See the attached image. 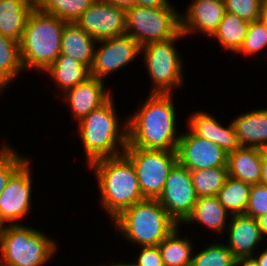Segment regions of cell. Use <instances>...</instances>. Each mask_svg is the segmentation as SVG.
Instances as JSON below:
<instances>
[{
  "mask_svg": "<svg viewBox=\"0 0 267 266\" xmlns=\"http://www.w3.org/2000/svg\"><path fill=\"white\" fill-rule=\"evenodd\" d=\"M173 98V94L150 93L138 111L128 114L127 146L177 151L180 132Z\"/></svg>",
  "mask_w": 267,
  "mask_h": 266,
  "instance_id": "obj_1",
  "label": "cell"
},
{
  "mask_svg": "<svg viewBox=\"0 0 267 266\" xmlns=\"http://www.w3.org/2000/svg\"><path fill=\"white\" fill-rule=\"evenodd\" d=\"M113 99L112 96L77 122L87 165L99 159L121 155L128 145L127 118H124V122L119 120Z\"/></svg>",
  "mask_w": 267,
  "mask_h": 266,
  "instance_id": "obj_2",
  "label": "cell"
},
{
  "mask_svg": "<svg viewBox=\"0 0 267 266\" xmlns=\"http://www.w3.org/2000/svg\"><path fill=\"white\" fill-rule=\"evenodd\" d=\"M89 168L98 182L102 210L111 221L124 209L144 200L134 166L124 154L96 160Z\"/></svg>",
  "mask_w": 267,
  "mask_h": 266,
  "instance_id": "obj_3",
  "label": "cell"
},
{
  "mask_svg": "<svg viewBox=\"0 0 267 266\" xmlns=\"http://www.w3.org/2000/svg\"><path fill=\"white\" fill-rule=\"evenodd\" d=\"M67 22L35 8L30 14L19 43L20 60L25 72L43 73L61 54V39Z\"/></svg>",
  "mask_w": 267,
  "mask_h": 266,
  "instance_id": "obj_4",
  "label": "cell"
},
{
  "mask_svg": "<svg viewBox=\"0 0 267 266\" xmlns=\"http://www.w3.org/2000/svg\"><path fill=\"white\" fill-rule=\"evenodd\" d=\"M111 224L123 240L139 247L158 246L177 226L157 199H144L124 209Z\"/></svg>",
  "mask_w": 267,
  "mask_h": 266,
  "instance_id": "obj_5",
  "label": "cell"
},
{
  "mask_svg": "<svg viewBox=\"0 0 267 266\" xmlns=\"http://www.w3.org/2000/svg\"><path fill=\"white\" fill-rule=\"evenodd\" d=\"M57 242L28 224L0 226V265L44 266L56 254Z\"/></svg>",
  "mask_w": 267,
  "mask_h": 266,
  "instance_id": "obj_6",
  "label": "cell"
},
{
  "mask_svg": "<svg viewBox=\"0 0 267 266\" xmlns=\"http://www.w3.org/2000/svg\"><path fill=\"white\" fill-rule=\"evenodd\" d=\"M185 36L180 31L176 36L164 41H156L141 47V55L151 79L150 93L173 94V89L184 84V64L176 49L177 41Z\"/></svg>",
  "mask_w": 267,
  "mask_h": 266,
  "instance_id": "obj_7",
  "label": "cell"
},
{
  "mask_svg": "<svg viewBox=\"0 0 267 266\" xmlns=\"http://www.w3.org/2000/svg\"><path fill=\"white\" fill-rule=\"evenodd\" d=\"M171 4L158 8L134 5L126 10L125 34L136 40L141 47L173 38L181 31V12Z\"/></svg>",
  "mask_w": 267,
  "mask_h": 266,
  "instance_id": "obj_8",
  "label": "cell"
},
{
  "mask_svg": "<svg viewBox=\"0 0 267 266\" xmlns=\"http://www.w3.org/2000/svg\"><path fill=\"white\" fill-rule=\"evenodd\" d=\"M123 154L134 166L143 198L158 199L177 163V152L126 146Z\"/></svg>",
  "mask_w": 267,
  "mask_h": 266,
  "instance_id": "obj_9",
  "label": "cell"
},
{
  "mask_svg": "<svg viewBox=\"0 0 267 266\" xmlns=\"http://www.w3.org/2000/svg\"><path fill=\"white\" fill-rule=\"evenodd\" d=\"M30 158L11 176L0 192V226L19 224L31 213L33 178Z\"/></svg>",
  "mask_w": 267,
  "mask_h": 266,
  "instance_id": "obj_10",
  "label": "cell"
},
{
  "mask_svg": "<svg viewBox=\"0 0 267 266\" xmlns=\"http://www.w3.org/2000/svg\"><path fill=\"white\" fill-rule=\"evenodd\" d=\"M139 55L140 44L127 34L99 40L95 46L90 76L105 81L107 76L129 66Z\"/></svg>",
  "mask_w": 267,
  "mask_h": 266,
  "instance_id": "obj_11",
  "label": "cell"
},
{
  "mask_svg": "<svg viewBox=\"0 0 267 266\" xmlns=\"http://www.w3.org/2000/svg\"><path fill=\"white\" fill-rule=\"evenodd\" d=\"M197 199L189 170L177 162L169 171L158 202L178 225H182L191 214Z\"/></svg>",
  "mask_w": 267,
  "mask_h": 266,
  "instance_id": "obj_12",
  "label": "cell"
},
{
  "mask_svg": "<svg viewBox=\"0 0 267 266\" xmlns=\"http://www.w3.org/2000/svg\"><path fill=\"white\" fill-rule=\"evenodd\" d=\"M75 22L99 41L125 34L126 12L106 1L95 0Z\"/></svg>",
  "mask_w": 267,
  "mask_h": 266,
  "instance_id": "obj_13",
  "label": "cell"
},
{
  "mask_svg": "<svg viewBox=\"0 0 267 266\" xmlns=\"http://www.w3.org/2000/svg\"><path fill=\"white\" fill-rule=\"evenodd\" d=\"M177 162L189 171L227 167V154L217 144L194 135L188 128L180 133Z\"/></svg>",
  "mask_w": 267,
  "mask_h": 266,
  "instance_id": "obj_14",
  "label": "cell"
},
{
  "mask_svg": "<svg viewBox=\"0 0 267 266\" xmlns=\"http://www.w3.org/2000/svg\"><path fill=\"white\" fill-rule=\"evenodd\" d=\"M186 12L180 13V29L184 36L199 33L211 37L226 12L224 0H193Z\"/></svg>",
  "mask_w": 267,
  "mask_h": 266,
  "instance_id": "obj_15",
  "label": "cell"
},
{
  "mask_svg": "<svg viewBox=\"0 0 267 266\" xmlns=\"http://www.w3.org/2000/svg\"><path fill=\"white\" fill-rule=\"evenodd\" d=\"M111 87L105 89L103 80L90 76L81 84L74 88L68 89L62 95L64 103L70 105L71 118L74 122H79L82 118L87 116L93 110L105 104L113 95Z\"/></svg>",
  "mask_w": 267,
  "mask_h": 266,
  "instance_id": "obj_16",
  "label": "cell"
},
{
  "mask_svg": "<svg viewBox=\"0 0 267 266\" xmlns=\"http://www.w3.org/2000/svg\"><path fill=\"white\" fill-rule=\"evenodd\" d=\"M228 232L226 246L235 258H252L264 239L257 219L246 214L232 215L226 228Z\"/></svg>",
  "mask_w": 267,
  "mask_h": 266,
  "instance_id": "obj_17",
  "label": "cell"
},
{
  "mask_svg": "<svg viewBox=\"0 0 267 266\" xmlns=\"http://www.w3.org/2000/svg\"><path fill=\"white\" fill-rule=\"evenodd\" d=\"M186 127L194 135L217 144L226 154L240 147L232 121L224 126L212 114L204 110L190 113Z\"/></svg>",
  "mask_w": 267,
  "mask_h": 266,
  "instance_id": "obj_18",
  "label": "cell"
},
{
  "mask_svg": "<svg viewBox=\"0 0 267 266\" xmlns=\"http://www.w3.org/2000/svg\"><path fill=\"white\" fill-rule=\"evenodd\" d=\"M232 123L240 147L267 149V108L239 114Z\"/></svg>",
  "mask_w": 267,
  "mask_h": 266,
  "instance_id": "obj_19",
  "label": "cell"
},
{
  "mask_svg": "<svg viewBox=\"0 0 267 266\" xmlns=\"http://www.w3.org/2000/svg\"><path fill=\"white\" fill-rule=\"evenodd\" d=\"M262 149L257 147H239L227 154V170L231 178L253 184L261 181Z\"/></svg>",
  "mask_w": 267,
  "mask_h": 266,
  "instance_id": "obj_20",
  "label": "cell"
},
{
  "mask_svg": "<svg viewBox=\"0 0 267 266\" xmlns=\"http://www.w3.org/2000/svg\"><path fill=\"white\" fill-rule=\"evenodd\" d=\"M231 215L220 204L217 196H204L197 199L191 214L182 223L183 225H189L197 223L204 225L203 227L211 229L212 232L221 235L226 230Z\"/></svg>",
  "mask_w": 267,
  "mask_h": 266,
  "instance_id": "obj_21",
  "label": "cell"
},
{
  "mask_svg": "<svg viewBox=\"0 0 267 266\" xmlns=\"http://www.w3.org/2000/svg\"><path fill=\"white\" fill-rule=\"evenodd\" d=\"M96 43L76 22H67L61 39V54L73 57L90 69Z\"/></svg>",
  "mask_w": 267,
  "mask_h": 266,
  "instance_id": "obj_22",
  "label": "cell"
},
{
  "mask_svg": "<svg viewBox=\"0 0 267 266\" xmlns=\"http://www.w3.org/2000/svg\"><path fill=\"white\" fill-rule=\"evenodd\" d=\"M34 9L28 0H0V34L20 43Z\"/></svg>",
  "mask_w": 267,
  "mask_h": 266,
  "instance_id": "obj_23",
  "label": "cell"
},
{
  "mask_svg": "<svg viewBox=\"0 0 267 266\" xmlns=\"http://www.w3.org/2000/svg\"><path fill=\"white\" fill-rule=\"evenodd\" d=\"M44 73L54 80L61 94L90 77V69L87 66L64 54H60Z\"/></svg>",
  "mask_w": 267,
  "mask_h": 266,
  "instance_id": "obj_24",
  "label": "cell"
},
{
  "mask_svg": "<svg viewBox=\"0 0 267 266\" xmlns=\"http://www.w3.org/2000/svg\"><path fill=\"white\" fill-rule=\"evenodd\" d=\"M178 225L159 245L164 266H190L194 244L188 236L180 234ZM182 236V237H181ZM186 237V238H185Z\"/></svg>",
  "mask_w": 267,
  "mask_h": 266,
  "instance_id": "obj_25",
  "label": "cell"
},
{
  "mask_svg": "<svg viewBox=\"0 0 267 266\" xmlns=\"http://www.w3.org/2000/svg\"><path fill=\"white\" fill-rule=\"evenodd\" d=\"M249 25V22L239 18L236 14L226 11L210 39H217L220 48L236 54L243 45Z\"/></svg>",
  "mask_w": 267,
  "mask_h": 266,
  "instance_id": "obj_26",
  "label": "cell"
},
{
  "mask_svg": "<svg viewBox=\"0 0 267 266\" xmlns=\"http://www.w3.org/2000/svg\"><path fill=\"white\" fill-rule=\"evenodd\" d=\"M250 190L251 184L228 177L217 197L231 216L245 214Z\"/></svg>",
  "mask_w": 267,
  "mask_h": 266,
  "instance_id": "obj_27",
  "label": "cell"
},
{
  "mask_svg": "<svg viewBox=\"0 0 267 266\" xmlns=\"http://www.w3.org/2000/svg\"><path fill=\"white\" fill-rule=\"evenodd\" d=\"M22 71L19 42L0 34V80L8 87Z\"/></svg>",
  "mask_w": 267,
  "mask_h": 266,
  "instance_id": "obj_28",
  "label": "cell"
},
{
  "mask_svg": "<svg viewBox=\"0 0 267 266\" xmlns=\"http://www.w3.org/2000/svg\"><path fill=\"white\" fill-rule=\"evenodd\" d=\"M189 172L198 198L217 196L229 177L227 167L205 168Z\"/></svg>",
  "mask_w": 267,
  "mask_h": 266,
  "instance_id": "obj_29",
  "label": "cell"
},
{
  "mask_svg": "<svg viewBox=\"0 0 267 266\" xmlns=\"http://www.w3.org/2000/svg\"><path fill=\"white\" fill-rule=\"evenodd\" d=\"M215 240L199 252H193L190 266H236L237 259L225 242ZM196 253V254H195Z\"/></svg>",
  "mask_w": 267,
  "mask_h": 266,
  "instance_id": "obj_30",
  "label": "cell"
},
{
  "mask_svg": "<svg viewBox=\"0 0 267 266\" xmlns=\"http://www.w3.org/2000/svg\"><path fill=\"white\" fill-rule=\"evenodd\" d=\"M95 0H46L39 8L66 22H75Z\"/></svg>",
  "mask_w": 267,
  "mask_h": 266,
  "instance_id": "obj_31",
  "label": "cell"
},
{
  "mask_svg": "<svg viewBox=\"0 0 267 266\" xmlns=\"http://www.w3.org/2000/svg\"><path fill=\"white\" fill-rule=\"evenodd\" d=\"M264 49H267V26L260 20L250 22L243 45L235 55L258 56Z\"/></svg>",
  "mask_w": 267,
  "mask_h": 266,
  "instance_id": "obj_32",
  "label": "cell"
},
{
  "mask_svg": "<svg viewBox=\"0 0 267 266\" xmlns=\"http://www.w3.org/2000/svg\"><path fill=\"white\" fill-rule=\"evenodd\" d=\"M9 145L4 142L0 146V192L11 176L29 159Z\"/></svg>",
  "mask_w": 267,
  "mask_h": 266,
  "instance_id": "obj_33",
  "label": "cell"
},
{
  "mask_svg": "<svg viewBox=\"0 0 267 266\" xmlns=\"http://www.w3.org/2000/svg\"><path fill=\"white\" fill-rule=\"evenodd\" d=\"M226 11L253 22L259 20L263 0H224Z\"/></svg>",
  "mask_w": 267,
  "mask_h": 266,
  "instance_id": "obj_34",
  "label": "cell"
},
{
  "mask_svg": "<svg viewBox=\"0 0 267 266\" xmlns=\"http://www.w3.org/2000/svg\"><path fill=\"white\" fill-rule=\"evenodd\" d=\"M245 214L257 219L267 214V186L263 184L251 185L250 195Z\"/></svg>",
  "mask_w": 267,
  "mask_h": 266,
  "instance_id": "obj_35",
  "label": "cell"
},
{
  "mask_svg": "<svg viewBox=\"0 0 267 266\" xmlns=\"http://www.w3.org/2000/svg\"><path fill=\"white\" fill-rule=\"evenodd\" d=\"M139 248L138 256L134 257L137 266H164L158 246Z\"/></svg>",
  "mask_w": 267,
  "mask_h": 266,
  "instance_id": "obj_36",
  "label": "cell"
},
{
  "mask_svg": "<svg viewBox=\"0 0 267 266\" xmlns=\"http://www.w3.org/2000/svg\"><path fill=\"white\" fill-rule=\"evenodd\" d=\"M170 3L169 0H135V5L158 8L167 6Z\"/></svg>",
  "mask_w": 267,
  "mask_h": 266,
  "instance_id": "obj_37",
  "label": "cell"
},
{
  "mask_svg": "<svg viewBox=\"0 0 267 266\" xmlns=\"http://www.w3.org/2000/svg\"><path fill=\"white\" fill-rule=\"evenodd\" d=\"M261 168L262 173L260 183L267 186V149H262Z\"/></svg>",
  "mask_w": 267,
  "mask_h": 266,
  "instance_id": "obj_38",
  "label": "cell"
},
{
  "mask_svg": "<svg viewBox=\"0 0 267 266\" xmlns=\"http://www.w3.org/2000/svg\"><path fill=\"white\" fill-rule=\"evenodd\" d=\"M103 1L111 3L112 5L121 8L125 11L132 8L135 5V0H103Z\"/></svg>",
  "mask_w": 267,
  "mask_h": 266,
  "instance_id": "obj_39",
  "label": "cell"
},
{
  "mask_svg": "<svg viewBox=\"0 0 267 266\" xmlns=\"http://www.w3.org/2000/svg\"><path fill=\"white\" fill-rule=\"evenodd\" d=\"M258 266H267V247L261 252H256L252 257Z\"/></svg>",
  "mask_w": 267,
  "mask_h": 266,
  "instance_id": "obj_40",
  "label": "cell"
},
{
  "mask_svg": "<svg viewBox=\"0 0 267 266\" xmlns=\"http://www.w3.org/2000/svg\"><path fill=\"white\" fill-rule=\"evenodd\" d=\"M258 226L260 227L263 238L267 237V214L257 218Z\"/></svg>",
  "mask_w": 267,
  "mask_h": 266,
  "instance_id": "obj_41",
  "label": "cell"
},
{
  "mask_svg": "<svg viewBox=\"0 0 267 266\" xmlns=\"http://www.w3.org/2000/svg\"><path fill=\"white\" fill-rule=\"evenodd\" d=\"M236 266H258L253 258H242L236 261Z\"/></svg>",
  "mask_w": 267,
  "mask_h": 266,
  "instance_id": "obj_42",
  "label": "cell"
},
{
  "mask_svg": "<svg viewBox=\"0 0 267 266\" xmlns=\"http://www.w3.org/2000/svg\"><path fill=\"white\" fill-rule=\"evenodd\" d=\"M259 20L267 26V0H263Z\"/></svg>",
  "mask_w": 267,
  "mask_h": 266,
  "instance_id": "obj_43",
  "label": "cell"
},
{
  "mask_svg": "<svg viewBox=\"0 0 267 266\" xmlns=\"http://www.w3.org/2000/svg\"><path fill=\"white\" fill-rule=\"evenodd\" d=\"M96 266H137L134 262H131L130 263V261H128V263L126 262V261H121V260H119L117 263H110V264H102V265H96Z\"/></svg>",
  "mask_w": 267,
  "mask_h": 266,
  "instance_id": "obj_44",
  "label": "cell"
},
{
  "mask_svg": "<svg viewBox=\"0 0 267 266\" xmlns=\"http://www.w3.org/2000/svg\"><path fill=\"white\" fill-rule=\"evenodd\" d=\"M46 0H28L35 8H39Z\"/></svg>",
  "mask_w": 267,
  "mask_h": 266,
  "instance_id": "obj_45",
  "label": "cell"
},
{
  "mask_svg": "<svg viewBox=\"0 0 267 266\" xmlns=\"http://www.w3.org/2000/svg\"><path fill=\"white\" fill-rule=\"evenodd\" d=\"M7 87L1 80H0V95L7 90Z\"/></svg>",
  "mask_w": 267,
  "mask_h": 266,
  "instance_id": "obj_46",
  "label": "cell"
}]
</instances>
